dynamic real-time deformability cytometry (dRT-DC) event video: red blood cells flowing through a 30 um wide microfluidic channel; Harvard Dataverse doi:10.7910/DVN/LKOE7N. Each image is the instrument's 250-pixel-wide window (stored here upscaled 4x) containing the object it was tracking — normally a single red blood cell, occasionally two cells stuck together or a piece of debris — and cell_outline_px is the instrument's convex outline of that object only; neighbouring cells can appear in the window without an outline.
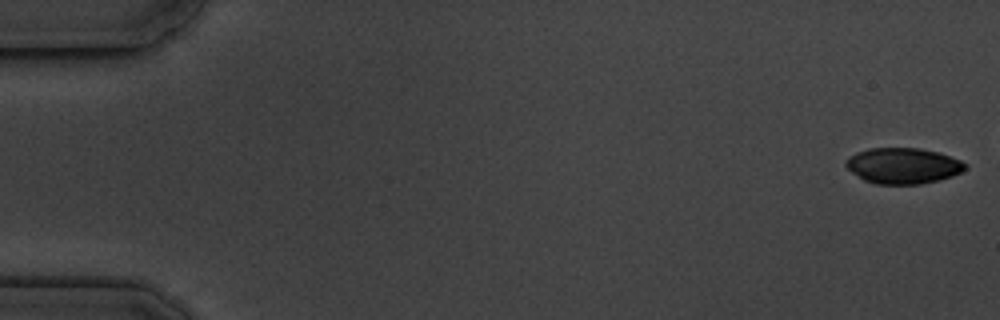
{"species": "common noctule bat (a hibernating species)", "species_latin": "Nyctalus noctula", "temperature_condition": "cold", "stored_images_in_passage": 6, "camera_frame_rate_fps": 3000, "um_per_image_px": 0.085, "animal": {"sex": "male", "body_mass_g": 19.5, "forearm_length_mm": 54.6}, "frame": {"image": 1, "passage_image": 1, "time_ms": 0.0, "image_size_px": [1000, 320], "cell_outline_px": [[968, 168], [952, 176], [940, 180], [920, 184], [876, 184], [864, 180], [852, 172], [844, 164], [844, 160], [848, 156], [856, 152], [868, 148], [920, 148], [936, 152], [960, 160], [968, 164]], "centroid_in_image_um": [76.74, 14.09], "position_along_channel_um": 8.3, "area_um2": 25.03}}